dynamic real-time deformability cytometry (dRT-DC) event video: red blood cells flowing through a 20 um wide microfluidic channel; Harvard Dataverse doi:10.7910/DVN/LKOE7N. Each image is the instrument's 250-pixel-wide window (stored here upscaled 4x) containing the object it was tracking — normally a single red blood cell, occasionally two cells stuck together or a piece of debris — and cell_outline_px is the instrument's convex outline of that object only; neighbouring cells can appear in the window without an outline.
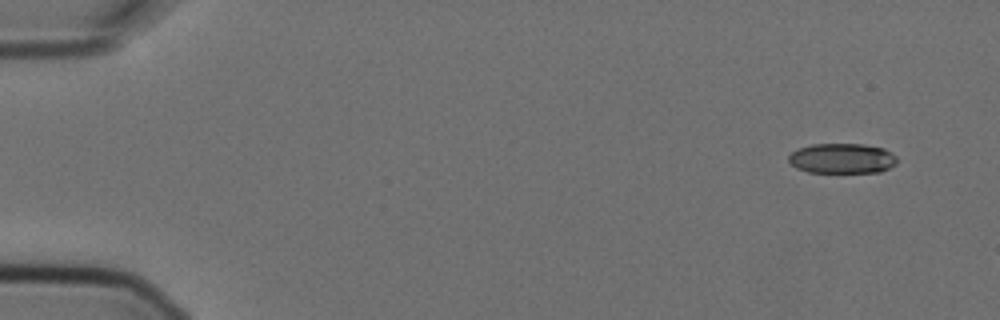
{"species": "Egyptian fruit bat (a non-hibernating species)", "species_latin": "Rousettus aegyptiacus", "temperature_condition": "cold", "stored_images_in_passage": 3, "camera_frame_rate_fps": 3000, "um_per_image_px": 0.085, "animal": {"sex": "female"}, "frame": {"image": 1, "passage_image": 1, "time_ms": 0.0, "image_size_px": [1000, 320], "cell_outline_px": [[896, 164], [880, 172], [808, 172], [796, 168], [788, 160], [788, 156], [792, 152], [800, 148], [812, 144], [864, 144], [884, 148], [896, 156]], "centroid_in_image_um": [71.58, 13.46], "position_along_channel_um": 13.4, "area_um2": 18.96}}